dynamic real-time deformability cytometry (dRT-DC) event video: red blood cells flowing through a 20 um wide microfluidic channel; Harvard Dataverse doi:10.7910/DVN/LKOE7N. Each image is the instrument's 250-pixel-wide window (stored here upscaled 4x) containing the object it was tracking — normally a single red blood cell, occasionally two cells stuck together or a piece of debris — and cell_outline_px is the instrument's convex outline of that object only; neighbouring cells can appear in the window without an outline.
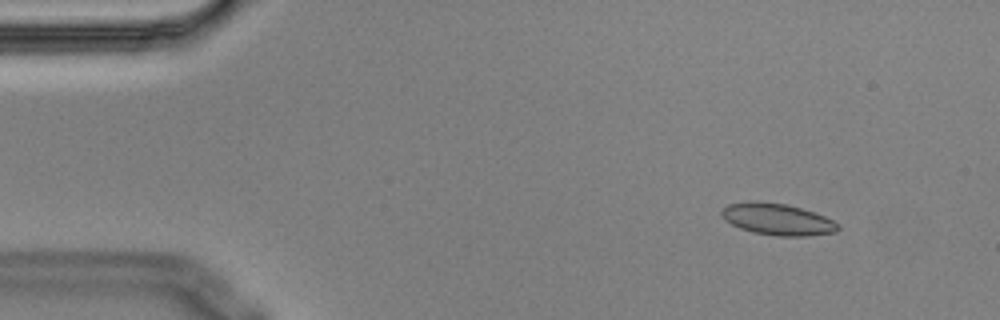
{"species": "Egyptian fruit bat (a non-hibernating species)", "species_latin": "Rousettus aegyptiacus", "temperature_condition": "cold", "stored_images_in_passage": 4, "camera_frame_rate_fps": 3000, "um_per_image_px": 0.085, "animal": {"sex": "male"}, "frame": {"image": 1, "passage_image": 2, "time_ms": 0.333, "image_size_px": [1000, 320], "cell_outline_px": [[840, 228], [836, 232], [808, 236], [776, 236], [752, 232], [740, 228], [724, 220], [720, 212], [728, 204], [788, 204], [824, 216], [840, 224]], "centroid_in_image_um": [66.15, 18.7], "position_along_channel_um": 18.9, "area_um2": 20.69}}
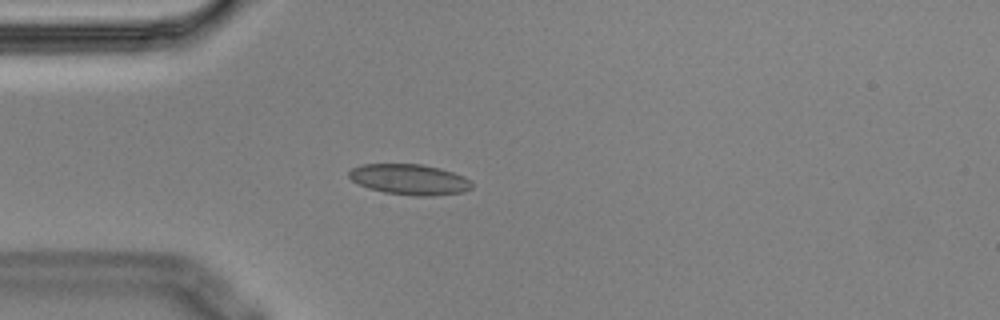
{"frame": {"image": 2, "passage_image": 4, "time_ms": 1.0, "image_size_px": [1000, 320], "cell_outline_px": [[472, 188], [464, 192], [432, 196], [416, 196], [384, 192], [368, 188], [352, 180], [348, 176], [348, 172], [352, 168], [364, 164], [420, 164], [440, 168], [464, 176], [472, 184]], "centroid_in_image_um": [34.81, 15.25], "position_along_channel_um": 50.2, "area_um2": 21.85}}